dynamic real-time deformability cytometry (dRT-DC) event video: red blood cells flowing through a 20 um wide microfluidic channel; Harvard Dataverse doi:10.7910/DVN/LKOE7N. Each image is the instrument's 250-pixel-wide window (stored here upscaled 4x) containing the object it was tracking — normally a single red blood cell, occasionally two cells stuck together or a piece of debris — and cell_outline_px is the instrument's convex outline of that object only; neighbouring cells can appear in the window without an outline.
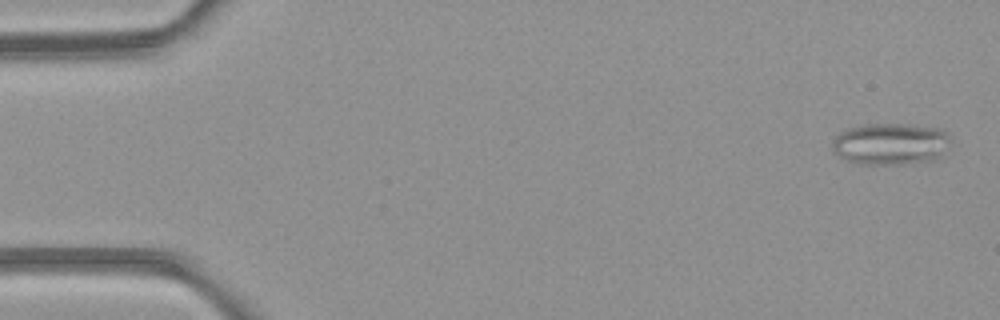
{"species": "common noctule bat (a hibernating species)", "species_latin": "Nyctalus noctula", "temperature_condition": "room temperature", "stored_images_in_passage": 6, "camera_frame_rate_fps": 3000, "um_per_image_px": 0.085, "animal": {"sex": "female", "body_mass_g": 21.9}, "frame": {"image": 1, "passage_image": 6, "time_ms": 1.667, "image_size_px": [1000, 320], "cell_outline_px": [[948, 140], [940, 156], [936, 160], [904, 164], [860, 164], [848, 160], [832, 152], [832, 140], [840, 132], [848, 128], [864, 124], [900, 124], [940, 128], [948, 132]], "centroid_in_image_um": [75.65, 12.23], "position_along_channel_um": 9.3, "area_um2": 28.67}}